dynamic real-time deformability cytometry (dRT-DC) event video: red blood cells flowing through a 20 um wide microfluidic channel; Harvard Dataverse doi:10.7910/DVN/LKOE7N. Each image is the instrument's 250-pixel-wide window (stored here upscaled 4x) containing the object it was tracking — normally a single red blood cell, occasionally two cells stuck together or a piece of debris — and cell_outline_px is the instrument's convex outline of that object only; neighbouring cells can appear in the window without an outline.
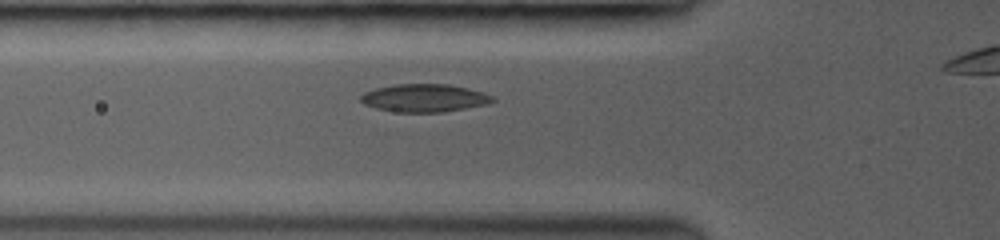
{"species": "common noctule bat (a hibernating species)", "species_latin": "Nyctalus noctula", "temperature_condition": "room temperature", "stored_images_in_passage": 40, "camera_frame_rate_fps": 3000, "um_per_image_px": 0.085, "animal": {"sex": "female", "body_mass_g": 19.0, "forearm_length_mm": 53.3}, "frame": {"image": 1, "passage_image": 2, "time_ms": 0.333, "image_size_px": [1000, 240], "cell_outline_px": [[496, 100], [488, 104], [444, 112], [400, 112], [376, 108], [364, 104], [360, 100], [360, 96], [364, 92], [376, 88], [392, 84], [448, 84], [468, 88], [492, 96]], "centroid_in_image_um": [36.06, 8.33], "position_along_channel_um": 89.7, "area_um2": 21.39}}
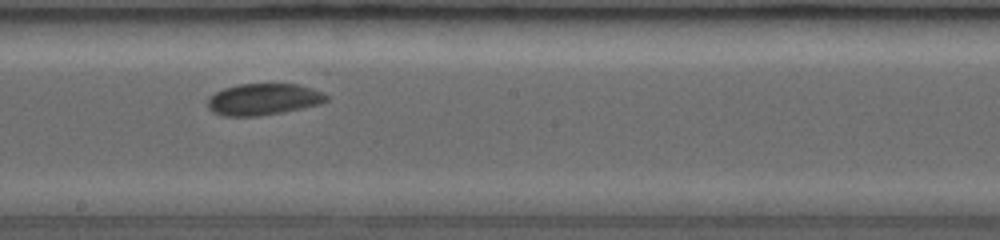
{"frame": {"image": 2, "passage_image": 19, "time_ms": 3.667, "image_size_px": [1000, 240], "cell_outline_px": [[328, 100], [320, 104], [284, 112], [256, 116], [224, 116], [212, 112], [208, 108], [208, 100], [216, 92], [224, 88], [240, 84], [296, 84], [312, 88], [328, 96]], "centroid_in_image_um": [22.39, 8.45], "position_along_channel_um": 225.8, "area_um2": 21.68}}
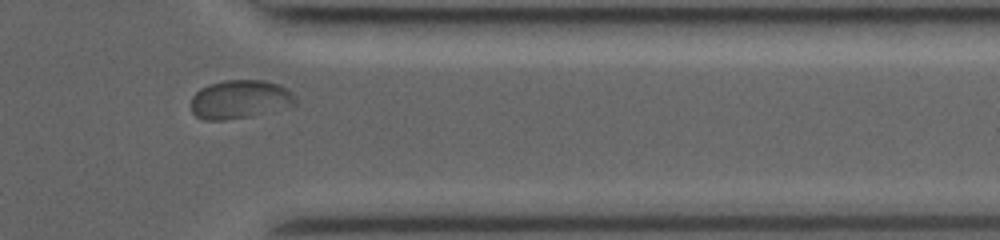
{"frame": {"image": 3, "passage_image": 35, "time_ms": 7.667, "image_size_px": [1000, 240], "cell_outline_px": [[296, 104], [252, 116], [224, 120], [204, 120], [196, 116], [192, 112], [192, 96], [200, 88], [208, 84], [224, 80], [264, 80], [280, 84], [288, 88], [296, 96]], "centroid_in_image_um": [20.4, 8.43], "position_along_channel_um": 391.0, "area_um2": 23.64}}